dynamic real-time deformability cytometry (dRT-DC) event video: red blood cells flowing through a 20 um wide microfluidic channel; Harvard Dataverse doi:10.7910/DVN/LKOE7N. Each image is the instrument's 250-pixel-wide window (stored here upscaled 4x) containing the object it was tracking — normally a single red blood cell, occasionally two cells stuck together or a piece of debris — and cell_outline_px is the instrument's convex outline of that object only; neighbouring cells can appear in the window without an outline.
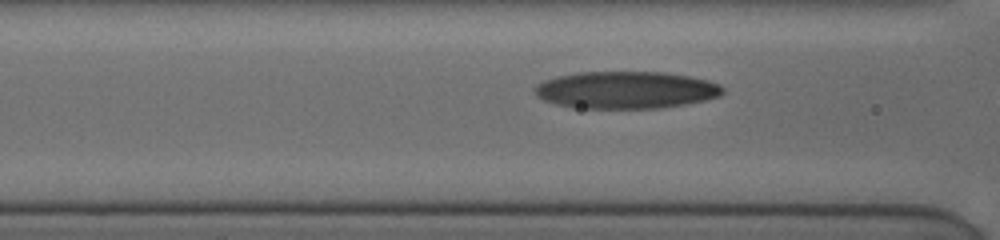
{"species": "human", "species_latin": "Homo sapiens", "temperature_condition": "cold", "stored_images_in_passage": 39, "camera_frame_rate_fps": 3000, "um_per_image_px": 0.085, "donor": {"sex": "female"}, "frame": {"image": 1, "passage_image": 8, "time_ms": 1.667, "image_size_px": [1000, 240], "cell_outline_px": [[724, 92], [720, 96], [704, 100], [684, 104], [660, 108], [572, 108], [556, 104], [544, 100], [536, 96], [532, 88], [536, 84], [544, 80], [556, 76], [580, 72], [664, 72], [688, 76], [708, 80], [720, 84], [724, 88]], "centroid_in_image_um": [53.17, 7.65], "position_along_channel_um": 113.4, "area_um2": 41.04}}
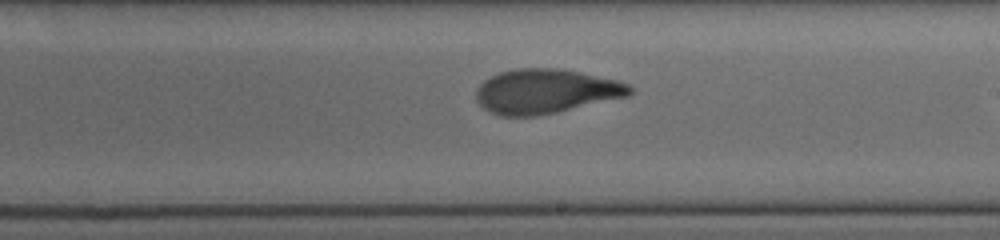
{"frame": {"image": 2, "passage_image": 21, "time_ms": 5.0, "image_size_px": [1000, 240], "cell_outline_px": [[632, 92], [628, 96], [556, 112], [536, 116], [500, 116], [484, 108], [476, 100], [476, 88], [484, 80], [500, 72], [516, 68], [556, 68], [580, 72], [616, 80], [628, 84], [632, 88]], "centroid_in_image_um": [46.36, 7.76], "position_along_channel_um": 242.6, "area_um2": 39.54}}
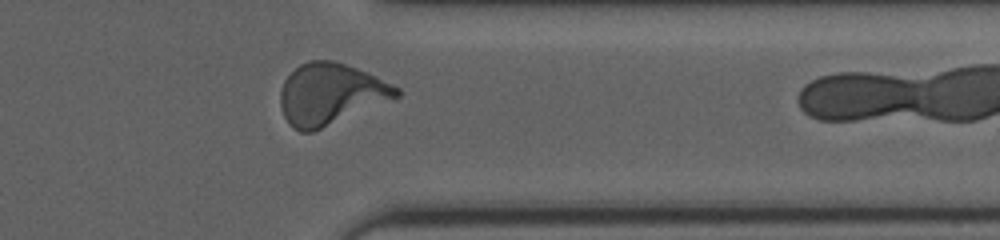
{"frame": {"image": 3, "passage_image": 37, "time_ms": 8.667, "image_size_px": [1000, 240], "cell_outline_px": [[400, 96], [312, 132], [300, 132], [292, 128], [288, 124], [284, 116], [280, 104], [280, 92], [284, 80], [300, 64], [308, 60], [336, 60], [356, 68], [392, 84], [400, 88]], "centroid_in_image_um": [28.06, 7.99], "position_along_channel_um": 383.3, "area_um2": 41.21}}